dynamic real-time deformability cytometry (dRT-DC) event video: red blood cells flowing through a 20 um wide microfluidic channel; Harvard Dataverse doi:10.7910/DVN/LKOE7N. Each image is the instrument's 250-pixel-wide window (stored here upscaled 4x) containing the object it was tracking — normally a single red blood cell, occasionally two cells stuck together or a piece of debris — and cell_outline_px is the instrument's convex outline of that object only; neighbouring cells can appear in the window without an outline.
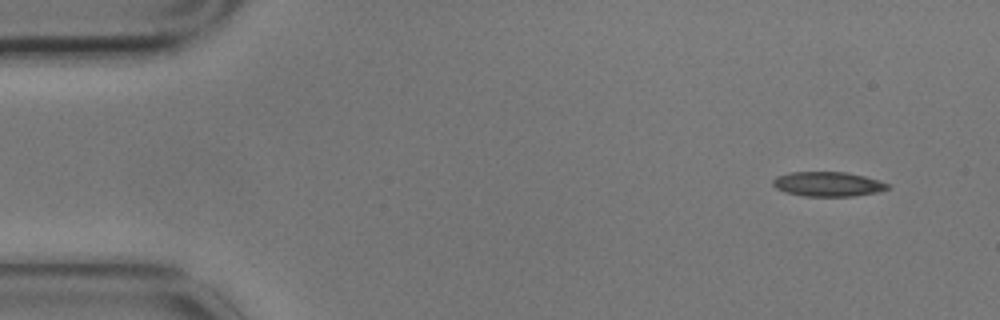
{"species": "common noctule bat (a hibernating species)", "species_latin": "Nyctalus noctula", "temperature_condition": "cold", "stored_images_in_passage": 5, "camera_frame_rate_fps": 3000, "um_per_image_px": 0.085, "animal": {"sex": "male", "body_mass_g": 17.9}, "frame": {"image": 1, "passage_image": 1, "time_ms": 0.0, "image_size_px": [1000, 320], "cell_outline_px": [[892, 188], [880, 192], [852, 196], [804, 196], [784, 192], [776, 188], [772, 184], [772, 180], [776, 176], [792, 172], [844, 172], [864, 176], [880, 180], [892, 184]], "centroid_in_image_um": [70.42, 15.65], "position_along_channel_um": 14.6, "area_um2": 16.7}}
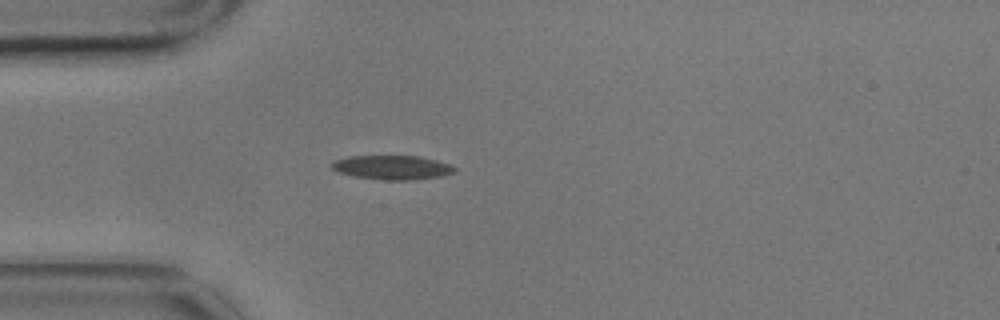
{"frame": {"image": 2, "passage_image": 4, "time_ms": 1.0, "image_size_px": [1000, 320], "cell_outline_px": [[456, 172], [444, 176], [412, 180], [384, 180], [352, 176], [336, 172], [332, 168], [332, 160], [348, 156], [416, 156], [436, 160], [452, 164], [456, 168]], "centroid_in_image_um": [33.34, 14.24], "position_along_channel_um": 51.7, "area_um2": 17.57}}